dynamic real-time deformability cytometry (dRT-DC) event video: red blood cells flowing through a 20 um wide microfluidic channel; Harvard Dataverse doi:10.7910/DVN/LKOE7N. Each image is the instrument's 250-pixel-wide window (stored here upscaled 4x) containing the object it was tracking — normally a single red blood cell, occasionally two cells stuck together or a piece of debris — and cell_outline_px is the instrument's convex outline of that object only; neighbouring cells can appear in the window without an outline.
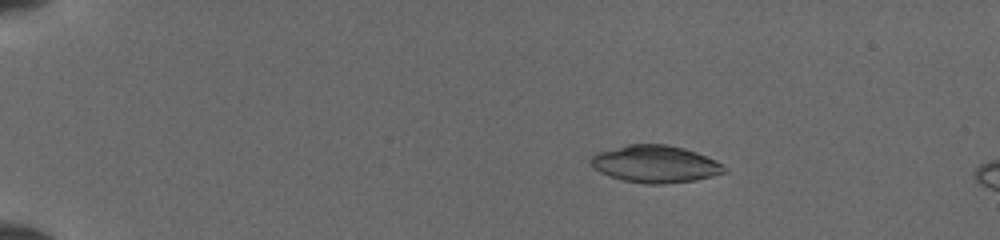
{"species": "common noctule bat (a hibernating species)", "species_latin": "Nyctalus noctula", "temperature_condition": "cold", "stored_images_in_passage": 9, "camera_frame_rate_fps": 3000, "um_per_image_px": 0.085, "animal": {"sex": "female", "body_mass_g": 19.5, "forearm_length_mm": 54.1}, "frame": {"image": 1, "passage_image": 4, "time_ms": 1.0, "image_size_px": [1000, 240], "cell_outline_px": [[728, 172], [696, 180], [660, 184], [644, 184], [624, 180], [608, 176], [592, 168], [588, 160], [596, 152], [628, 144], [664, 144], [684, 148], [696, 152], [716, 160], [724, 164]], "centroid_in_image_um": [55.68, 13.94], "position_along_channel_um": 29.3, "area_um2": 29.25}}